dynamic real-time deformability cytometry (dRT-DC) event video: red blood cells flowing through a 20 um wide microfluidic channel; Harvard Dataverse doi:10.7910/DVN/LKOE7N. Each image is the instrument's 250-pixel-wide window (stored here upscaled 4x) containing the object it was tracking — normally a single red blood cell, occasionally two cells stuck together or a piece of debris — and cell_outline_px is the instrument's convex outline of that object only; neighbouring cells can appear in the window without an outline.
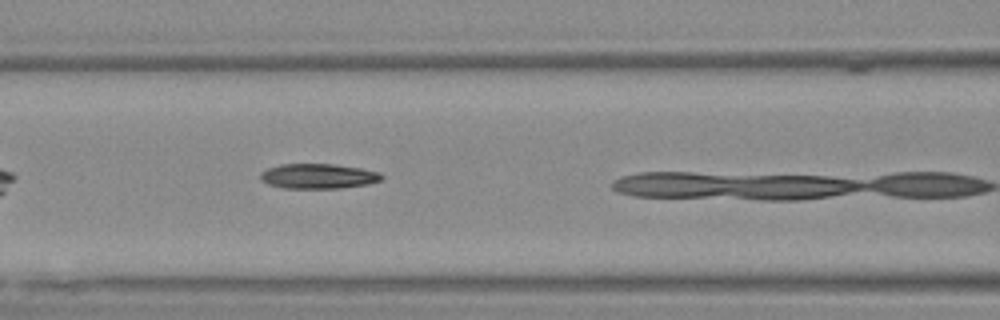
{"species": "Egyptian fruit bat (a non-hibernating species)", "species_latin": "Rousettus aegyptiacus", "temperature_condition": "warm", "stored_images_in_passage": 26, "camera_frame_rate_fps": 3000, "um_per_image_px": 0.085, "animal": {"sex": "female"}, "frame": {"image": 1, "passage_image": 15, "time_ms": 4.667, "image_size_px": [1000, 320], "cell_outline_px": [[384, 176], [380, 180], [368, 184], [340, 188], [284, 188], [268, 184], [260, 180], [260, 172], [268, 168], [280, 164], [336, 164], [360, 168], [380, 172]], "centroid_in_image_um": [27.04, 14.97], "position_along_channel_um": 139.6, "area_um2": 17.69}}